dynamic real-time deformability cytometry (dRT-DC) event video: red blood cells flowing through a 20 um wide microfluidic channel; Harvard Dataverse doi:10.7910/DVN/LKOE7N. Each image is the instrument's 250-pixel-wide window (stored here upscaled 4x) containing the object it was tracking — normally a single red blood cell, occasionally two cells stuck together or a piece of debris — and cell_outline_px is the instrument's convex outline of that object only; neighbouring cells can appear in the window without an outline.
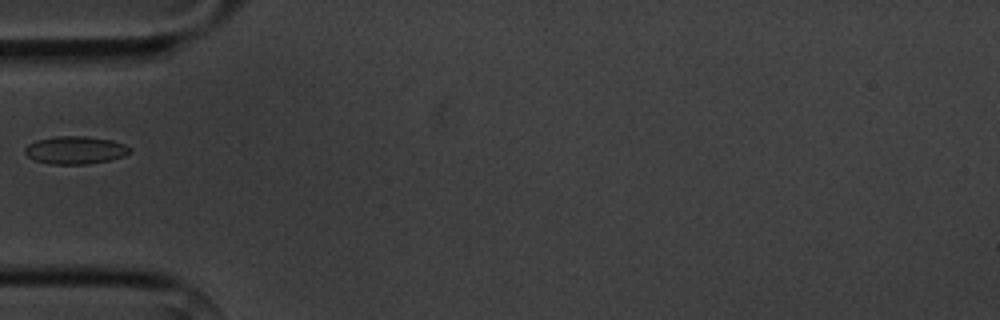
{"species": "common noctule bat (a hibernating species)", "species_latin": "Nyctalus noctula", "temperature_condition": "cold", "stored_images_in_passage": 4, "camera_frame_rate_fps": 3000, "um_per_image_px": 0.085, "animal": {"sex": "male", "body_mass_g": 20.1, "forearm_length_mm": 53.5}, "frame": {"image": 1, "passage_image": 4, "time_ms": 5.0, "image_size_px": [1000, 320], "cell_outline_px": [[132, 152], [124, 156], [112, 160], [88, 164], [48, 164], [36, 160], [28, 156], [24, 152], [24, 148], [28, 144], [36, 140], [56, 136], [84, 136], [112, 140], [124, 144], [132, 148]], "centroid_in_image_um": [6.43, 12.76], "position_along_channel_um": 78.6, "area_um2": 17.17}}